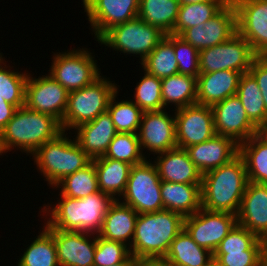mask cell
Listing matches in <instances>:
<instances>
[{
  "mask_svg": "<svg viewBox=\"0 0 267 266\" xmlns=\"http://www.w3.org/2000/svg\"><path fill=\"white\" fill-rule=\"evenodd\" d=\"M145 153H142L138 135L134 133H117L112 139L104 157L120 160L137 165L147 159Z\"/></svg>",
  "mask_w": 267,
  "mask_h": 266,
  "instance_id": "f35d334b",
  "label": "cell"
},
{
  "mask_svg": "<svg viewBox=\"0 0 267 266\" xmlns=\"http://www.w3.org/2000/svg\"><path fill=\"white\" fill-rule=\"evenodd\" d=\"M73 130H75L76 135L73 137H75L76 142L92 160L105 155L112 139L117 134L108 111Z\"/></svg>",
  "mask_w": 267,
  "mask_h": 266,
  "instance_id": "7402d4cb",
  "label": "cell"
},
{
  "mask_svg": "<svg viewBox=\"0 0 267 266\" xmlns=\"http://www.w3.org/2000/svg\"><path fill=\"white\" fill-rule=\"evenodd\" d=\"M118 91L111 97L108 113L111 115L117 133L137 134L143 111L132 101L126 99L118 101Z\"/></svg>",
  "mask_w": 267,
  "mask_h": 266,
  "instance_id": "74e56055",
  "label": "cell"
},
{
  "mask_svg": "<svg viewBox=\"0 0 267 266\" xmlns=\"http://www.w3.org/2000/svg\"><path fill=\"white\" fill-rule=\"evenodd\" d=\"M44 224L54 238L60 266H94V233L52 229L45 222Z\"/></svg>",
  "mask_w": 267,
  "mask_h": 266,
  "instance_id": "d6986e66",
  "label": "cell"
},
{
  "mask_svg": "<svg viewBox=\"0 0 267 266\" xmlns=\"http://www.w3.org/2000/svg\"><path fill=\"white\" fill-rule=\"evenodd\" d=\"M158 27L144 22L139 17L113 26L98 40V43L126 55L140 56L141 63L165 37Z\"/></svg>",
  "mask_w": 267,
  "mask_h": 266,
  "instance_id": "52a82bcc",
  "label": "cell"
},
{
  "mask_svg": "<svg viewBox=\"0 0 267 266\" xmlns=\"http://www.w3.org/2000/svg\"><path fill=\"white\" fill-rule=\"evenodd\" d=\"M247 184L246 165L238 155L202 175V208L237 215Z\"/></svg>",
  "mask_w": 267,
  "mask_h": 266,
  "instance_id": "277c9868",
  "label": "cell"
},
{
  "mask_svg": "<svg viewBox=\"0 0 267 266\" xmlns=\"http://www.w3.org/2000/svg\"><path fill=\"white\" fill-rule=\"evenodd\" d=\"M185 217L170 210L138 214L130 248L137 261L163 260L171 242L184 229Z\"/></svg>",
  "mask_w": 267,
  "mask_h": 266,
  "instance_id": "7a4b0ae2",
  "label": "cell"
},
{
  "mask_svg": "<svg viewBox=\"0 0 267 266\" xmlns=\"http://www.w3.org/2000/svg\"><path fill=\"white\" fill-rule=\"evenodd\" d=\"M163 109H176L197 103V77L175 74L161 79Z\"/></svg>",
  "mask_w": 267,
  "mask_h": 266,
  "instance_id": "f1b7e54d",
  "label": "cell"
},
{
  "mask_svg": "<svg viewBox=\"0 0 267 266\" xmlns=\"http://www.w3.org/2000/svg\"><path fill=\"white\" fill-rule=\"evenodd\" d=\"M138 213L119 200L110 205L98 236L111 241H118L131 246Z\"/></svg>",
  "mask_w": 267,
  "mask_h": 266,
  "instance_id": "d4e9b609",
  "label": "cell"
},
{
  "mask_svg": "<svg viewBox=\"0 0 267 266\" xmlns=\"http://www.w3.org/2000/svg\"><path fill=\"white\" fill-rule=\"evenodd\" d=\"M5 58L0 59V97L17 109L25 106L26 82L29 73L19 72L6 65ZM4 65V66H3ZM16 70V71H15Z\"/></svg>",
  "mask_w": 267,
  "mask_h": 266,
  "instance_id": "8d00e7d4",
  "label": "cell"
},
{
  "mask_svg": "<svg viewBox=\"0 0 267 266\" xmlns=\"http://www.w3.org/2000/svg\"><path fill=\"white\" fill-rule=\"evenodd\" d=\"M236 223L237 216L232 213L201 207L193 215L185 217L184 230L197 245L214 253Z\"/></svg>",
  "mask_w": 267,
  "mask_h": 266,
  "instance_id": "8fae6325",
  "label": "cell"
},
{
  "mask_svg": "<svg viewBox=\"0 0 267 266\" xmlns=\"http://www.w3.org/2000/svg\"><path fill=\"white\" fill-rule=\"evenodd\" d=\"M236 95L245 108L248 118L260 128L267 121V114L262 92L249 72L241 75Z\"/></svg>",
  "mask_w": 267,
  "mask_h": 266,
  "instance_id": "836d02e7",
  "label": "cell"
},
{
  "mask_svg": "<svg viewBox=\"0 0 267 266\" xmlns=\"http://www.w3.org/2000/svg\"><path fill=\"white\" fill-rule=\"evenodd\" d=\"M249 73L257 81L258 87L262 92L265 110L267 114V57L257 56L250 66Z\"/></svg>",
  "mask_w": 267,
  "mask_h": 266,
  "instance_id": "f6af8a7d",
  "label": "cell"
},
{
  "mask_svg": "<svg viewBox=\"0 0 267 266\" xmlns=\"http://www.w3.org/2000/svg\"><path fill=\"white\" fill-rule=\"evenodd\" d=\"M202 184L173 183L161 180L163 208L180 213L184 217L193 215L202 207Z\"/></svg>",
  "mask_w": 267,
  "mask_h": 266,
  "instance_id": "484cf974",
  "label": "cell"
},
{
  "mask_svg": "<svg viewBox=\"0 0 267 266\" xmlns=\"http://www.w3.org/2000/svg\"><path fill=\"white\" fill-rule=\"evenodd\" d=\"M45 75L34 78L29 73L26 82L25 106L30 110L51 115L61 123L69 92L49 74Z\"/></svg>",
  "mask_w": 267,
  "mask_h": 266,
  "instance_id": "7c38bea8",
  "label": "cell"
},
{
  "mask_svg": "<svg viewBox=\"0 0 267 266\" xmlns=\"http://www.w3.org/2000/svg\"><path fill=\"white\" fill-rule=\"evenodd\" d=\"M171 111H175L177 147L185 149L216 134L211 106L196 103Z\"/></svg>",
  "mask_w": 267,
  "mask_h": 266,
  "instance_id": "5bb4252c",
  "label": "cell"
},
{
  "mask_svg": "<svg viewBox=\"0 0 267 266\" xmlns=\"http://www.w3.org/2000/svg\"><path fill=\"white\" fill-rule=\"evenodd\" d=\"M119 201L133 208L138 214L164 209L161 179L150 159L132 166L126 189Z\"/></svg>",
  "mask_w": 267,
  "mask_h": 266,
  "instance_id": "9c48e42d",
  "label": "cell"
},
{
  "mask_svg": "<svg viewBox=\"0 0 267 266\" xmlns=\"http://www.w3.org/2000/svg\"><path fill=\"white\" fill-rule=\"evenodd\" d=\"M229 1H206L182 4L174 25V35H181L186 29L205 23L215 16Z\"/></svg>",
  "mask_w": 267,
  "mask_h": 266,
  "instance_id": "d590c367",
  "label": "cell"
},
{
  "mask_svg": "<svg viewBox=\"0 0 267 266\" xmlns=\"http://www.w3.org/2000/svg\"><path fill=\"white\" fill-rule=\"evenodd\" d=\"M58 196V203L53 204V207V202L44 204L40 211L43 212V217L46 216L44 222L49 227L64 231L97 234L102 227L105 214L114 202L111 196L101 191L81 199L62 196L60 193Z\"/></svg>",
  "mask_w": 267,
  "mask_h": 266,
  "instance_id": "6da1fadb",
  "label": "cell"
},
{
  "mask_svg": "<svg viewBox=\"0 0 267 266\" xmlns=\"http://www.w3.org/2000/svg\"><path fill=\"white\" fill-rule=\"evenodd\" d=\"M1 58H3V53H2V52L0 53V59H1Z\"/></svg>",
  "mask_w": 267,
  "mask_h": 266,
  "instance_id": "11a10c76",
  "label": "cell"
},
{
  "mask_svg": "<svg viewBox=\"0 0 267 266\" xmlns=\"http://www.w3.org/2000/svg\"><path fill=\"white\" fill-rule=\"evenodd\" d=\"M211 109L217 135L231 137L240 144L258 133L259 128L248 118L237 95L227 97Z\"/></svg>",
  "mask_w": 267,
  "mask_h": 266,
  "instance_id": "ac0fdd59",
  "label": "cell"
},
{
  "mask_svg": "<svg viewBox=\"0 0 267 266\" xmlns=\"http://www.w3.org/2000/svg\"><path fill=\"white\" fill-rule=\"evenodd\" d=\"M236 9L237 33L257 56L267 55V0H231Z\"/></svg>",
  "mask_w": 267,
  "mask_h": 266,
  "instance_id": "4fadbf2b",
  "label": "cell"
},
{
  "mask_svg": "<svg viewBox=\"0 0 267 266\" xmlns=\"http://www.w3.org/2000/svg\"><path fill=\"white\" fill-rule=\"evenodd\" d=\"M92 161L97 173L99 190L114 200H119L126 189L132 165L104 156Z\"/></svg>",
  "mask_w": 267,
  "mask_h": 266,
  "instance_id": "4316f807",
  "label": "cell"
},
{
  "mask_svg": "<svg viewBox=\"0 0 267 266\" xmlns=\"http://www.w3.org/2000/svg\"><path fill=\"white\" fill-rule=\"evenodd\" d=\"M239 155L245 162L248 182L267 184V140L254 134L239 144Z\"/></svg>",
  "mask_w": 267,
  "mask_h": 266,
  "instance_id": "f546056e",
  "label": "cell"
},
{
  "mask_svg": "<svg viewBox=\"0 0 267 266\" xmlns=\"http://www.w3.org/2000/svg\"><path fill=\"white\" fill-rule=\"evenodd\" d=\"M241 75V72L232 70L200 73L197 76V104L212 107L236 95Z\"/></svg>",
  "mask_w": 267,
  "mask_h": 266,
  "instance_id": "cb8c5ba5",
  "label": "cell"
},
{
  "mask_svg": "<svg viewBox=\"0 0 267 266\" xmlns=\"http://www.w3.org/2000/svg\"><path fill=\"white\" fill-rule=\"evenodd\" d=\"M130 248L118 241L106 240L96 234L94 266H112L114 264H136Z\"/></svg>",
  "mask_w": 267,
  "mask_h": 266,
  "instance_id": "b9f144b4",
  "label": "cell"
},
{
  "mask_svg": "<svg viewBox=\"0 0 267 266\" xmlns=\"http://www.w3.org/2000/svg\"><path fill=\"white\" fill-rule=\"evenodd\" d=\"M144 71V76L136 83L134 100L143 112L159 111L163 109L161 95V79Z\"/></svg>",
  "mask_w": 267,
  "mask_h": 266,
  "instance_id": "ab89813d",
  "label": "cell"
},
{
  "mask_svg": "<svg viewBox=\"0 0 267 266\" xmlns=\"http://www.w3.org/2000/svg\"><path fill=\"white\" fill-rule=\"evenodd\" d=\"M185 150L203 175L237 157L239 144L231 137L215 134L211 139L189 146Z\"/></svg>",
  "mask_w": 267,
  "mask_h": 266,
  "instance_id": "ffe728a7",
  "label": "cell"
},
{
  "mask_svg": "<svg viewBox=\"0 0 267 266\" xmlns=\"http://www.w3.org/2000/svg\"><path fill=\"white\" fill-rule=\"evenodd\" d=\"M61 132V123L56 118L23 106L15 111L12 119L1 130L0 146L4 154L15 148L31 156Z\"/></svg>",
  "mask_w": 267,
  "mask_h": 266,
  "instance_id": "3957f363",
  "label": "cell"
},
{
  "mask_svg": "<svg viewBox=\"0 0 267 266\" xmlns=\"http://www.w3.org/2000/svg\"><path fill=\"white\" fill-rule=\"evenodd\" d=\"M136 264H114L112 266H135Z\"/></svg>",
  "mask_w": 267,
  "mask_h": 266,
  "instance_id": "f5cc1de1",
  "label": "cell"
},
{
  "mask_svg": "<svg viewBox=\"0 0 267 266\" xmlns=\"http://www.w3.org/2000/svg\"><path fill=\"white\" fill-rule=\"evenodd\" d=\"M236 33V9L230 0L210 20L186 29L180 37L200 51L224 43Z\"/></svg>",
  "mask_w": 267,
  "mask_h": 266,
  "instance_id": "2e32d148",
  "label": "cell"
},
{
  "mask_svg": "<svg viewBox=\"0 0 267 266\" xmlns=\"http://www.w3.org/2000/svg\"><path fill=\"white\" fill-rule=\"evenodd\" d=\"M140 64L143 70L160 79L178 74V64L174 52V34H166Z\"/></svg>",
  "mask_w": 267,
  "mask_h": 266,
  "instance_id": "1f68e13d",
  "label": "cell"
},
{
  "mask_svg": "<svg viewBox=\"0 0 267 266\" xmlns=\"http://www.w3.org/2000/svg\"><path fill=\"white\" fill-rule=\"evenodd\" d=\"M140 0H82L97 40L113 26L138 17Z\"/></svg>",
  "mask_w": 267,
  "mask_h": 266,
  "instance_id": "e0dca14e",
  "label": "cell"
},
{
  "mask_svg": "<svg viewBox=\"0 0 267 266\" xmlns=\"http://www.w3.org/2000/svg\"><path fill=\"white\" fill-rule=\"evenodd\" d=\"M204 266H223L216 258H212L206 265Z\"/></svg>",
  "mask_w": 267,
  "mask_h": 266,
  "instance_id": "f907efd6",
  "label": "cell"
},
{
  "mask_svg": "<svg viewBox=\"0 0 267 266\" xmlns=\"http://www.w3.org/2000/svg\"><path fill=\"white\" fill-rule=\"evenodd\" d=\"M102 74L91 84L68 93L67 107L61 122L62 130L68 132L77 126L93 121L108 109L111 97L120 91Z\"/></svg>",
  "mask_w": 267,
  "mask_h": 266,
  "instance_id": "8992f818",
  "label": "cell"
},
{
  "mask_svg": "<svg viewBox=\"0 0 267 266\" xmlns=\"http://www.w3.org/2000/svg\"><path fill=\"white\" fill-rule=\"evenodd\" d=\"M88 48L52 52L53 59L49 75L68 92L79 90L96 80L101 69Z\"/></svg>",
  "mask_w": 267,
  "mask_h": 266,
  "instance_id": "ba28073f",
  "label": "cell"
},
{
  "mask_svg": "<svg viewBox=\"0 0 267 266\" xmlns=\"http://www.w3.org/2000/svg\"><path fill=\"white\" fill-rule=\"evenodd\" d=\"M263 266H267V244L265 246V251H264V264Z\"/></svg>",
  "mask_w": 267,
  "mask_h": 266,
  "instance_id": "816d5d0a",
  "label": "cell"
},
{
  "mask_svg": "<svg viewBox=\"0 0 267 266\" xmlns=\"http://www.w3.org/2000/svg\"><path fill=\"white\" fill-rule=\"evenodd\" d=\"M155 164L161 180L173 183L202 184V174L189 158L187 151L176 147L156 154Z\"/></svg>",
  "mask_w": 267,
  "mask_h": 266,
  "instance_id": "603a6c76",
  "label": "cell"
},
{
  "mask_svg": "<svg viewBox=\"0 0 267 266\" xmlns=\"http://www.w3.org/2000/svg\"><path fill=\"white\" fill-rule=\"evenodd\" d=\"M174 52L179 74L192 77L200 74L199 51L179 35H174Z\"/></svg>",
  "mask_w": 267,
  "mask_h": 266,
  "instance_id": "7bdbcfd3",
  "label": "cell"
},
{
  "mask_svg": "<svg viewBox=\"0 0 267 266\" xmlns=\"http://www.w3.org/2000/svg\"><path fill=\"white\" fill-rule=\"evenodd\" d=\"M179 7V0H140L138 17L165 34H174Z\"/></svg>",
  "mask_w": 267,
  "mask_h": 266,
  "instance_id": "4dcf8cb0",
  "label": "cell"
},
{
  "mask_svg": "<svg viewBox=\"0 0 267 266\" xmlns=\"http://www.w3.org/2000/svg\"><path fill=\"white\" fill-rule=\"evenodd\" d=\"M236 216L238 224L267 242V184L248 182Z\"/></svg>",
  "mask_w": 267,
  "mask_h": 266,
  "instance_id": "44dd1931",
  "label": "cell"
},
{
  "mask_svg": "<svg viewBox=\"0 0 267 266\" xmlns=\"http://www.w3.org/2000/svg\"><path fill=\"white\" fill-rule=\"evenodd\" d=\"M168 113L166 109L142 113L137 133L142 153L146 149L155 156L177 147L175 114Z\"/></svg>",
  "mask_w": 267,
  "mask_h": 266,
  "instance_id": "9a60e30c",
  "label": "cell"
},
{
  "mask_svg": "<svg viewBox=\"0 0 267 266\" xmlns=\"http://www.w3.org/2000/svg\"><path fill=\"white\" fill-rule=\"evenodd\" d=\"M67 134L65 131L61 132L32 154L36 169L52 188L65 176L85 168L92 162L75 138L69 139Z\"/></svg>",
  "mask_w": 267,
  "mask_h": 266,
  "instance_id": "5b68a950",
  "label": "cell"
},
{
  "mask_svg": "<svg viewBox=\"0 0 267 266\" xmlns=\"http://www.w3.org/2000/svg\"><path fill=\"white\" fill-rule=\"evenodd\" d=\"M206 1H230V0H179L180 5L182 4H192Z\"/></svg>",
  "mask_w": 267,
  "mask_h": 266,
  "instance_id": "c3c4849f",
  "label": "cell"
},
{
  "mask_svg": "<svg viewBox=\"0 0 267 266\" xmlns=\"http://www.w3.org/2000/svg\"><path fill=\"white\" fill-rule=\"evenodd\" d=\"M2 154L4 155V153L2 152L1 146H0V155L2 156Z\"/></svg>",
  "mask_w": 267,
  "mask_h": 266,
  "instance_id": "db71d44e",
  "label": "cell"
},
{
  "mask_svg": "<svg viewBox=\"0 0 267 266\" xmlns=\"http://www.w3.org/2000/svg\"><path fill=\"white\" fill-rule=\"evenodd\" d=\"M258 133L267 140V121L259 128Z\"/></svg>",
  "mask_w": 267,
  "mask_h": 266,
  "instance_id": "681fc988",
  "label": "cell"
},
{
  "mask_svg": "<svg viewBox=\"0 0 267 266\" xmlns=\"http://www.w3.org/2000/svg\"><path fill=\"white\" fill-rule=\"evenodd\" d=\"M256 57L251 45L236 33L224 43L199 51L200 73L232 70L245 74Z\"/></svg>",
  "mask_w": 267,
  "mask_h": 266,
  "instance_id": "30bf717a",
  "label": "cell"
},
{
  "mask_svg": "<svg viewBox=\"0 0 267 266\" xmlns=\"http://www.w3.org/2000/svg\"><path fill=\"white\" fill-rule=\"evenodd\" d=\"M36 237L26 250L24 249L17 266H60L52 234L43 226Z\"/></svg>",
  "mask_w": 267,
  "mask_h": 266,
  "instance_id": "d6a6232c",
  "label": "cell"
},
{
  "mask_svg": "<svg viewBox=\"0 0 267 266\" xmlns=\"http://www.w3.org/2000/svg\"><path fill=\"white\" fill-rule=\"evenodd\" d=\"M17 108L14 105L7 103L0 97V132L6 124L12 119Z\"/></svg>",
  "mask_w": 267,
  "mask_h": 266,
  "instance_id": "bcb514c9",
  "label": "cell"
},
{
  "mask_svg": "<svg viewBox=\"0 0 267 266\" xmlns=\"http://www.w3.org/2000/svg\"><path fill=\"white\" fill-rule=\"evenodd\" d=\"M213 253L197 245L183 229L171 242L163 262L170 266H204Z\"/></svg>",
  "mask_w": 267,
  "mask_h": 266,
  "instance_id": "83f0119b",
  "label": "cell"
},
{
  "mask_svg": "<svg viewBox=\"0 0 267 266\" xmlns=\"http://www.w3.org/2000/svg\"><path fill=\"white\" fill-rule=\"evenodd\" d=\"M265 250H246L244 252H228L213 254L223 266H263Z\"/></svg>",
  "mask_w": 267,
  "mask_h": 266,
  "instance_id": "ee69618b",
  "label": "cell"
},
{
  "mask_svg": "<svg viewBox=\"0 0 267 266\" xmlns=\"http://www.w3.org/2000/svg\"><path fill=\"white\" fill-rule=\"evenodd\" d=\"M135 266H170L162 260L155 261H137Z\"/></svg>",
  "mask_w": 267,
  "mask_h": 266,
  "instance_id": "7dc6e473",
  "label": "cell"
},
{
  "mask_svg": "<svg viewBox=\"0 0 267 266\" xmlns=\"http://www.w3.org/2000/svg\"><path fill=\"white\" fill-rule=\"evenodd\" d=\"M54 188L59 189L62 196L76 199L85 198L100 191L94 162L92 161L85 168L65 176Z\"/></svg>",
  "mask_w": 267,
  "mask_h": 266,
  "instance_id": "e575fe53",
  "label": "cell"
},
{
  "mask_svg": "<svg viewBox=\"0 0 267 266\" xmlns=\"http://www.w3.org/2000/svg\"><path fill=\"white\" fill-rule=\"evenodd\" d=\"M267 242L259 239L247 228L236 223L228 235L220 242L213 254L244 252L246 250H265Z\"/></svg>",
  "mask_w": 267,
  "mask_h": 266,
  "instance_id": "60d3db41",
  "label": "cell"
}]
</instances>
